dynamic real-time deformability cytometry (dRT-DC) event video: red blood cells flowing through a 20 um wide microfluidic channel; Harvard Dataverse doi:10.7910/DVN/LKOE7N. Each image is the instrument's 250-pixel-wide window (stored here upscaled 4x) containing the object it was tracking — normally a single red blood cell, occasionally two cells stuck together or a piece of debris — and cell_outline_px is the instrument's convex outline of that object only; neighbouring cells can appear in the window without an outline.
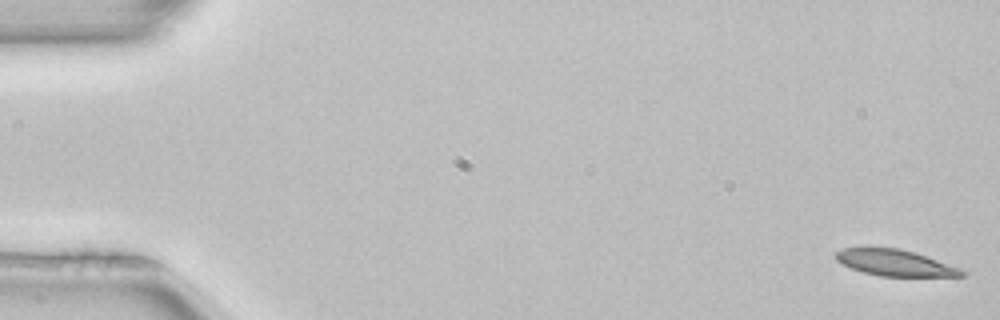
{"species": "common noctule bat (a hibernating species)", "species_latin": "Nyctalus noctula", "temperature_condition": "room temperature", "stored_images_in_passage": 51, "camera_frame_rate_fps": 3000, "um_per_image_px": 0.085, "animal": {"sex": "female", "body_mass_g": 22.7, "forearm_length_mm": 54.2}, "frame": {"image": 1, "passage_image": 1, "time_ms": 0.0, "image_size_px": [1000, 320], "cell_outline_px": [[968, 272], [964, 276], [880, 276], [864, 272], [840, 264], [836, 260], [836, 252], [840, 248], [860, 244], [868, 244], [900, 248], [916, 252], [960, 268]], "centroid_in_image_um": [75.98, 22.27], "position_along_channel_um": 9.0, "area_um2": 20.23}}
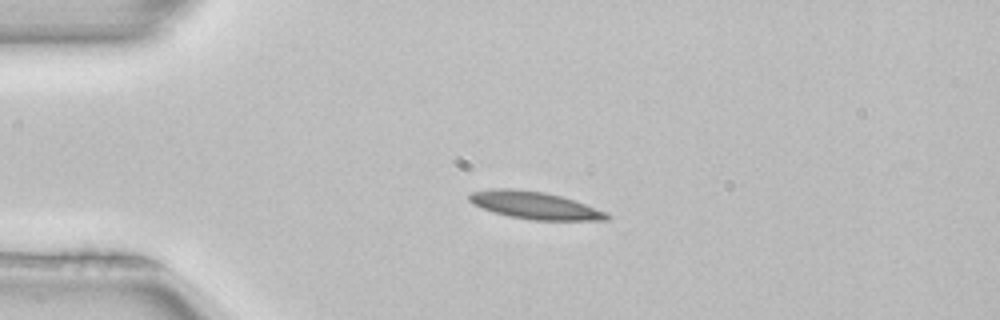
{"frame": {"image": 2, "passage_image": 12, "time_ms": 3.667, "image_size_px": [1000, 320], "cell_outline_px": [[612, 216], [608, 220], [532, 220], [508, 216], [492, 212], [472, 204], [468, 200], [468, 192], [488, 188], [512, 188], [544, 192], [560, 196], [608, 212]], "centroid_in_image_um": [45.39, 17.45], "position_along_channel_um": 39.6, "area_um2": 22.2}}
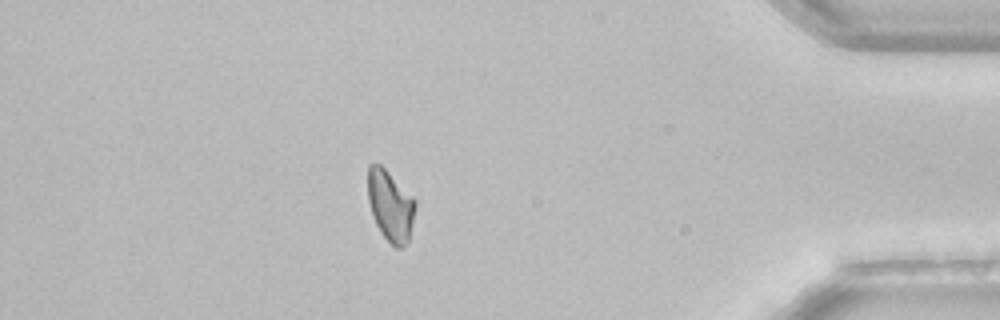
{"frame": {"image": 3, "passage_image": 45, "time_ms": 14.667, "image_size_px": [1000, 320], "cell_outline_px": [[416, 204], [408, 240], [400, 248], [396, 248], [380, 232], [372, 216], [368, 200], [368, 164], [380, 164], [416, 200]], "centroid_in_image_um": [33.16, 17.47], "position_along_channel_um": 402.0, "area_um2": 19.25}, "authors_computed_cell_mechanics": {"area_um2": 20.6346, "velocity_mm_per_s": 3.9718, "shape_relaxation_time_tau1_ms": 6.0348, "shape_relaxation_time_tau2_ms": null, "deformation_change_tau1": 0.1324, "deformation_change_tau2": null}}